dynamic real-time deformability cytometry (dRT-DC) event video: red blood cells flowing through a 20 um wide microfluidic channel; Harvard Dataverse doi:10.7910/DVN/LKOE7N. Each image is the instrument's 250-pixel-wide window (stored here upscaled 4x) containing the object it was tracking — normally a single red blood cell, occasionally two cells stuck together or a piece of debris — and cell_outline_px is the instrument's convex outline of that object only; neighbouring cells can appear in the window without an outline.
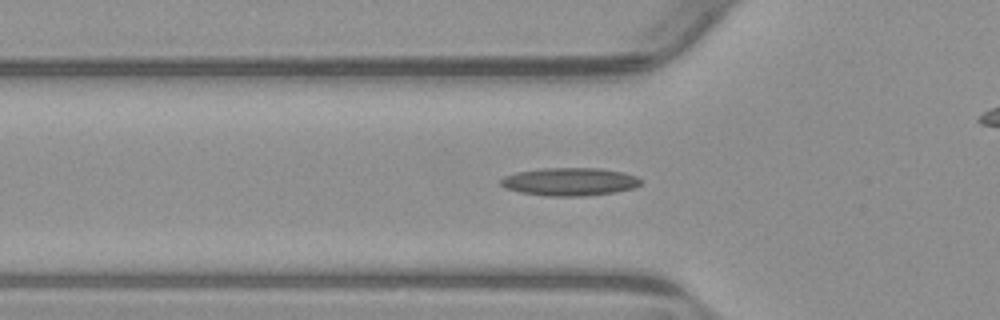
{"species": "common noctule bat (a hibernating species)", "species_latin": "Nyctalus noctula", "temperature_condition": "warm", "stored_images_in_passage": 55, "camera_frame_rate_fps": 3000, "um_per_image_px": 0.085, "animal": {"sex": "male", "body_mass_g": 23.1, "forearm_length_mm": 52.7}, "frame": {"image": 1, "passage_image": 18, "time_ms": 5.667, "image_size_px": [1000, 320], "cell_outline_px": [[644, 180], [636, 188], [616, 192], [584, 196], [548, 196], [520, 192], [504, 188], [500, 184], [500, 180], [504, 176], [516, 172], [544, 168], [600, 168], [624, 172], [636, 176]], "centroid_in_image_um": [48.46, 15.44], "position_along_channel_um": 77.3, "area_um2": 23.06}}
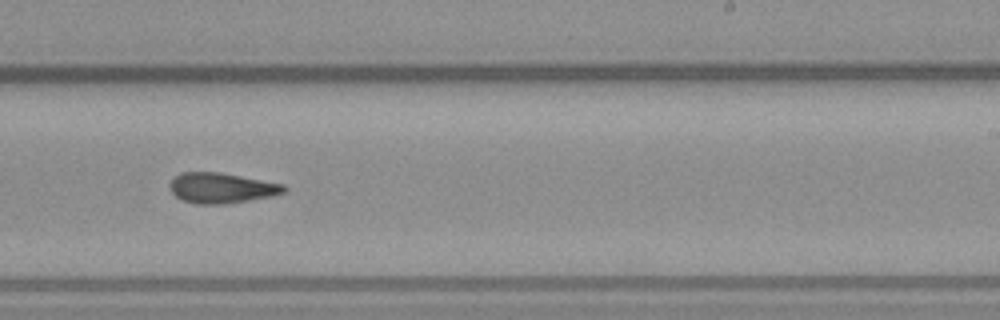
{"frame": {"image": 2, "passage_image": 33, "time_ms": 10.667, "image_size_px": [1000, 320], "cell_outline_px": [[288, 188], [284, 192], [272, 196], [224, 204], [196, 204], [180, 200], [168, 188], [168, 184], [180, 172], [220, 172], [284, 184]], "centroid_in_image_um": [18.8, 15.98], "position_along_channel_um": 270.2, "area_um2": 20.29}}
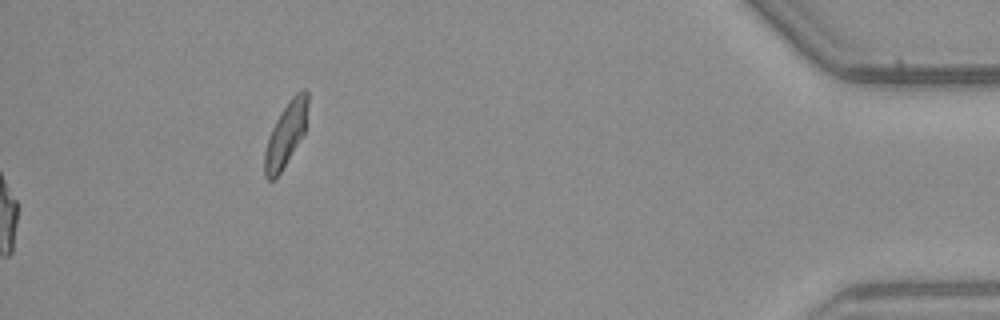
{"frame": {"image": 3, "passage_image": 55, "time_ms": 18.0, "image_size_px": [1000, 320], "cell_outline_px": [[308, 104], [304, 132], [276, 180], [268, 180], [264, 176], [264, 152], [272, 128], [280, 112], [288, 100], [300, 88], [304, 88], [308, 92]], "centroid_in_image_um": [24.29, 11.4], "position_along_channel_um": 410.9, "area_um2": 16.07}, "authors_computed_cell_mechanics": {"area_um2": 19.9988, "velocity_mm_per_s": 3.8404, "shape_relaxation_time_tau1_ms": null, "shape_relaxation_time_tau2_ms": 8.8248, "deformation_change_tau1": null, "deformation_change_tau2": 0.2248}}